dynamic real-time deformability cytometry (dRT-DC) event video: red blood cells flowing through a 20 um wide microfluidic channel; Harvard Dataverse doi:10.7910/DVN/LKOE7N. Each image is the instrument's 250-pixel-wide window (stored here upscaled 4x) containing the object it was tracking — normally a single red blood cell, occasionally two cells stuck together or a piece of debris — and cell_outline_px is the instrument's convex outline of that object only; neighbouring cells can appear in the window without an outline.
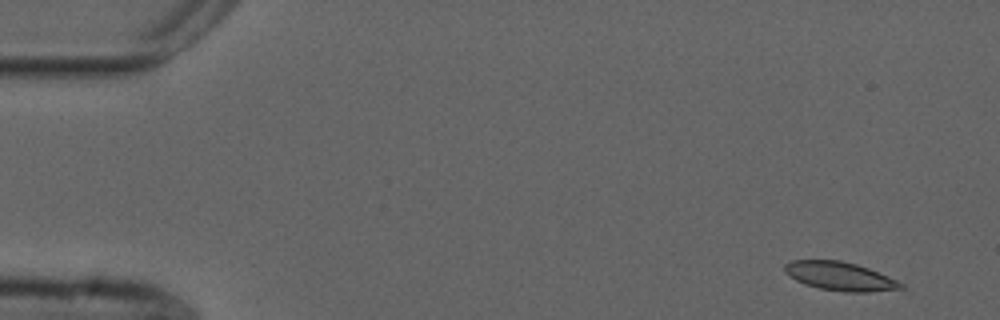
{"species": "common noctule bat (a hibernating species)", "species_latin": "Nyctalus noctula", "temperature_condition": "cold", "stored_images_in_passage": 3, "camera_frame_rate_fps": 3000, "um_per_image_px": 0.085, "animal": {"sex": "male", "forearm_length_mm": 52.5}, "frame": {"image": 1, "passage_image": 1, "time_ms": 0.0, "image_size_px": [1000, 320], "cell_outline_px": [[904, 288], [868, 292], [844, 292], [820, 288], [804, 284], [796, 280], [784, 272], [784, 264], [792, 260], [840, 260], [856, 264], [868, 268], [888, 276], [904, 284]], "centroid_in_image_um": [71.38, 23.48], "position_along_channel_um": 13.6, "area_um2": 19.31}}